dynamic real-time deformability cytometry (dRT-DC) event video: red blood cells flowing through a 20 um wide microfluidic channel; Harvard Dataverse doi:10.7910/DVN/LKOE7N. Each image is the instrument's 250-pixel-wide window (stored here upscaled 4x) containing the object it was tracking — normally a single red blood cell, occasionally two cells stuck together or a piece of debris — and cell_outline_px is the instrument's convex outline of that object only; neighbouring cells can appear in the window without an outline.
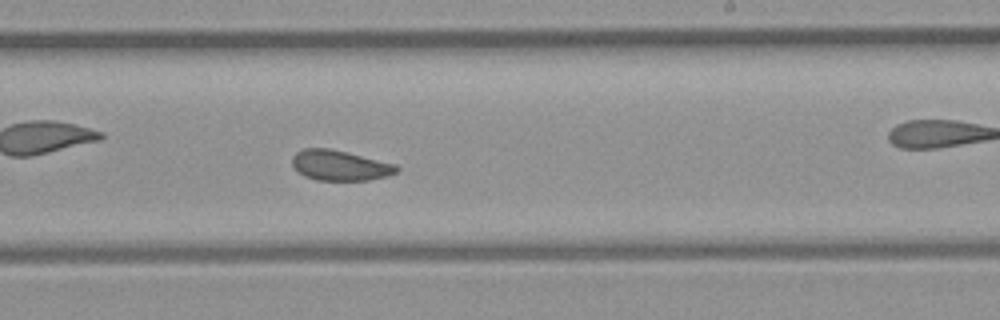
{"species": "common noctule bat (a hibernating species)", "species_latin": "Nyctalus noctula", "temperature_condition": "room temperature", "stored_images_in_passage": 53, "camera_frame_rate_fps": 3000, "um_per_image_px": 0.085, "animal": {"sex": "female", "body_mass_g": 21.9}, "frame": {"image": 1, "passage_image": 31, "time_ms": 10.0, "image_size_px": [1000, 320], "cell_outline_px": [[400, 168], [396, 172], [388, 176], [368, 180], [316, 180], [304, 176], [292, 164], [292, 156], [296, 152], [304, 148], [328, 148], [348, 152], [396, 164]], "centroid_in_image_um": [28.9, 14.05], "position_along_channel_um": 260.1, "area_um2": 18.44}, "authors_computed_cell_mechanics": {"area_um2": 19.7098, "velocity_mm_per_s": 3.9892, "shape_relaxation_time_tau1_ms": null, "shape_relaxation_time_tau2_ms": 2.0451, "deformation_change_tau1": null, "deformation_change_tau2": 0.0773}}